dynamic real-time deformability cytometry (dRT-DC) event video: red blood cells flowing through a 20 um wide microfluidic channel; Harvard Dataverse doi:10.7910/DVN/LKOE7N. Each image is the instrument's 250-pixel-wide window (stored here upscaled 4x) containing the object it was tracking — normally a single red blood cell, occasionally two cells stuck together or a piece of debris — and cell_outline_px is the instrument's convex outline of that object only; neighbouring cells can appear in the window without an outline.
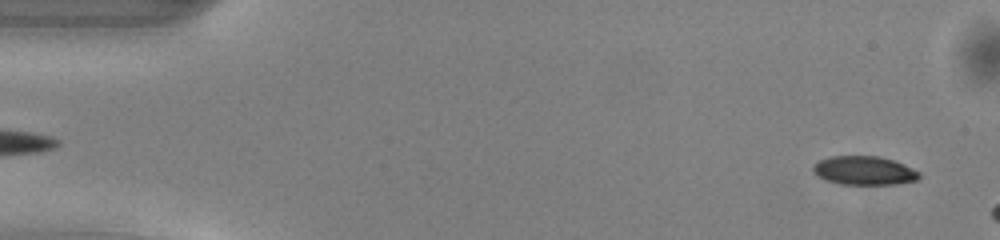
{"species": "common noctule bat (a hibernating species)", "species_latin": "Nyctalus noctula", "temperature_condition": "warm", "stored_images_in_passage": 7, "camera_frame_rate_fps": 3000, "um_per_image_px": 0.085, "animal": {"sex": "male", "body_mass_g": 13.0, "forearm_length_mm": 53.1}, "frame": {"image": 1, "passage_image": 2, "time_ms": 0.333, "image_size_px": [1000, 240], "cell_outline_px": [[920, 176], [916, 180], [896, 184], [840, 184], [824, 180], [816, 176], [812, 168], [812, 164], [820, 160], [832, 156], [880, 156], [904, 164], [920, 172]], "centroid_in_image_um": [73.42, 14.5], "position_along_channel_um": 11.6, "area_um2": 17.86}}